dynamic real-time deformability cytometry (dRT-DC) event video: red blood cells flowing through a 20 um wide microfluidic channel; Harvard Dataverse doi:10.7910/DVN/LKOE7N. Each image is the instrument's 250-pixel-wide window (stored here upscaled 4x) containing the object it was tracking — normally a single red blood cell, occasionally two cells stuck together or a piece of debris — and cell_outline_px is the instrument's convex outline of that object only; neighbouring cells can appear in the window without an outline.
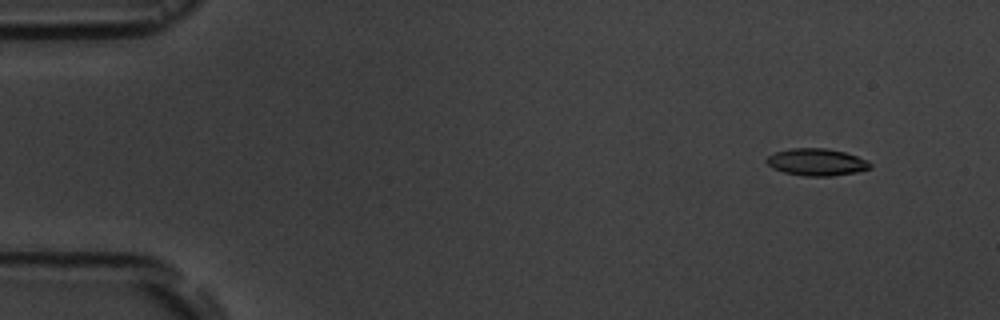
{"species": "common noctule bat (a hibernating species)", "species_latin": "Nyctalus noctula", "temperature_condition": "room temperature", "stored_images_in_passage": 6, "camera_frame_rate_fps": 3000, "um_per_image_px": 0.085, "animal": {"sex": "male", "body_mass_g": 19.5, "forearm_length_mm": 54.6}, "frame": {"image": 1, "passage_image": 2, "time_ms": 1.333, "image_size_px": [1000, 320], "cell_outline_px": [[872, 168], [856, 172], [832, 176], [804, 176], [784, 172], [772, 168], [764, 160], [768, 156], [776, 152], [792, 148], [828, 148], [844, 152], [868, 160], [872, 164]], "centroid_in_image_um": [69.42, 13.78], "position_along_channel_um": 15.6, "area_um2": 16.42}}